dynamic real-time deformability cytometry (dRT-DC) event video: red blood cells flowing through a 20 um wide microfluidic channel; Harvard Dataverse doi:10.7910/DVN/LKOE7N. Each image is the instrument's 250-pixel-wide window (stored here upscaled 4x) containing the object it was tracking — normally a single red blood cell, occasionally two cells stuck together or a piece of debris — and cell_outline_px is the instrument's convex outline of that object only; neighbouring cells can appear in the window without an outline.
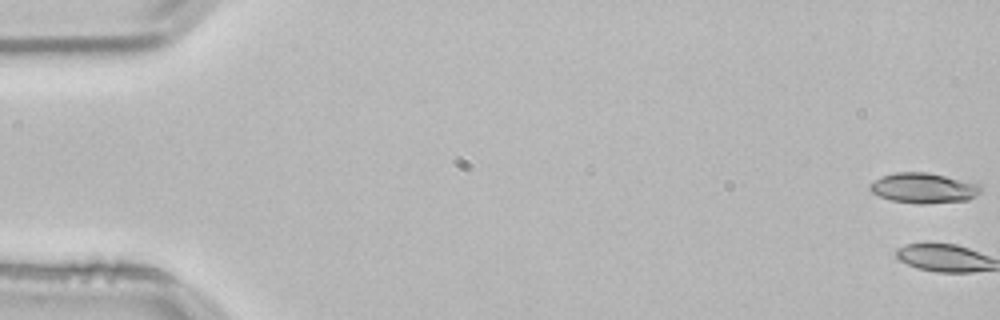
{"species": "common noctule bat (a hibernating species)", "species_latin": "Nyctalus noctula", "temperature_condition": "room temperature", "stored_images_in_passage": 3, "camera_frame_rate_fps": 3000, "um_per_image_px": 0.085, "animal": {"sex": "male", "body_mass_g": 21.5, "forearm_length_mm": 52.0}, "frame": {"image": 1, "passage_image": 1, "time_ms": 0.0, "image_size_px": [1000, 320], "cell_outline_px": [[984, 188], [976, 196], [968, 200], [920, 204], [892, 200], [880, 196], [872, 192], [868, 188], [868, 184], [880, 176], [896, 172], [928, 172], [980, 184]], "centroid_in_image_um": [78.5, 15.97], "position_along_channel_um": 6.5, "area_um2": 19.59}}